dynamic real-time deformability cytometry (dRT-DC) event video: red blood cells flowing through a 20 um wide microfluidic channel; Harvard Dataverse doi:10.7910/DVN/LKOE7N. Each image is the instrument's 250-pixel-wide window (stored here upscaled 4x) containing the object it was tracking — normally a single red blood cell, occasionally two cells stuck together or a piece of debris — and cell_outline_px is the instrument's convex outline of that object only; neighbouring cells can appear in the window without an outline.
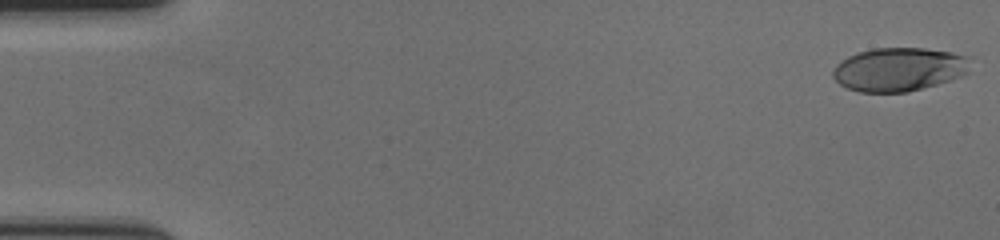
{"species": "human", "species_latin": "Homo sapiens", "temperature_condition": "cold", "stored_images_in_passage": 59, "camera_frame_rate_fps": 3000, "um_per_image_px": 0.085, "donor": {"sex": "female"}, "frame": {"image": 1, "passage_image": 1, "time_ms": 0.0, "image_size_px": [1000, 240], "cell_outline_px": [[968, 72], [964, 76], [952, 80], [908, 92], [860, 92], [848, 88], [840, 84], [832, 76], [832, 72], [836, 64], [848, 56], [856, 52], [872, 48], [924, 48], [952, 52], [964, 56]], "centroid_in_image_um": [76.36, 5.9], "position_along_channel_um": 8.6, "area_um2": 34.8}}
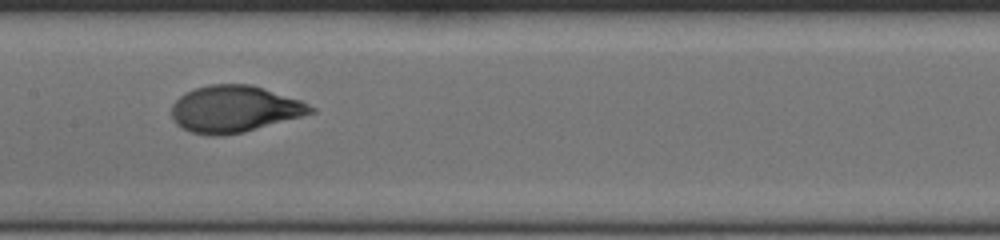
{"frame": {"image": 2, "passage_image": 30, "time_ms": 9.667, "image_size_px": [1000, 240], "cell_outline_px": [[316, 112], [244, 132], [224, 136], [208, 136], [192, 132], [180, 128], [172, 120], [172, 104], [184, 92], [208, 84], [252, 84], [300, 100], [316, 108]], "centroid_in_image_um": [19.9, 9.27], "position_along_channel_um": 187.5, "area_um2": 38.09}}
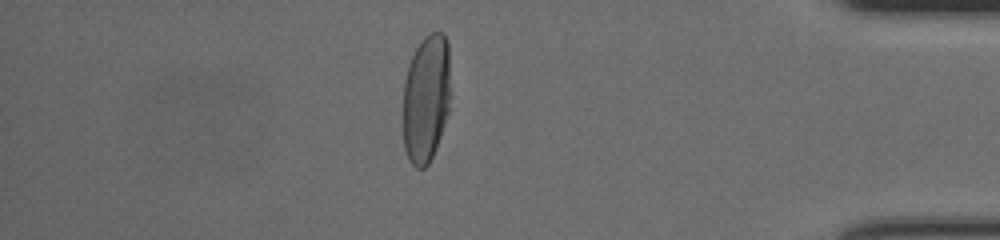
{"frame": {"image": 3, "passage_image": 51, "time_ms": 16.667, "image_size_px": [1000, 240], "cell_outline_px": [[452, 96], [448, 112], [436, 148], [428, 164], [424, 168], [416, 168], [408, 160], [404, 148], [404, 80], [408, 64], [420, 40], [424, 36], [432, 32], [444, 32], [448, 40]], "centroid_in_image_um": [36.26, 8.31], "position_along_channel_um": 398.9, "area_um2": 36.3}, "authors_computed_cell_mechanics": {"area_um2": 36.8186, "velocity_mm_per_s": 3.5348, "shape_relaxation_time_tau1_ms": 3.9725, "shape_relaxation_time_tau2_ms": null, "deformation_change_tau1": 0.1998, "deformation_change_tau2": null}}